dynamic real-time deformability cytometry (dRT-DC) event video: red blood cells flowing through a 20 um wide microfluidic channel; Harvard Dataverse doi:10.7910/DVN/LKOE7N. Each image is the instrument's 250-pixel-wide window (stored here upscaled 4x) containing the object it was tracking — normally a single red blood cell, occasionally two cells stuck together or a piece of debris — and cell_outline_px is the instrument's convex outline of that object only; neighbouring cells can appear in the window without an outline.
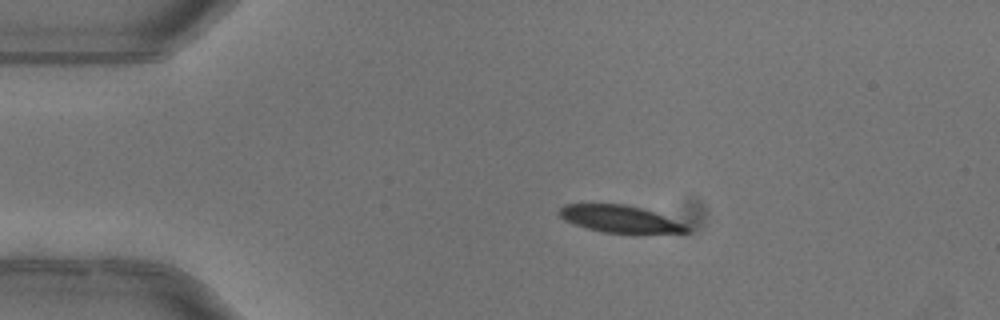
{"species": "common noctule bat (a hibernating species)", "species_latin": "Nyctalus noctula", "temperature_condition": "warm", "stored_images_in_passage": 6, "camera_frame_rate_fps": 3000, "um_per_image_px": 0.085, "animal": {"sex": "female"}, "frame": {"image": 1, "passage_image": 2, "time_ms": 0.333, "image_size_px": [1000, 320], "cell_outline_px": [[692, 228], [688, 232], [604, 232], [588, 228], [564, 220], [560, 216], [560, 208], [564, 204], [624, 204], [640, 208], [652, 212], [684, 224]], "centroid_in_image_um": [52.64, 18.59], "position_along_channel_um": 32.4, "area_um2": 19.31}}
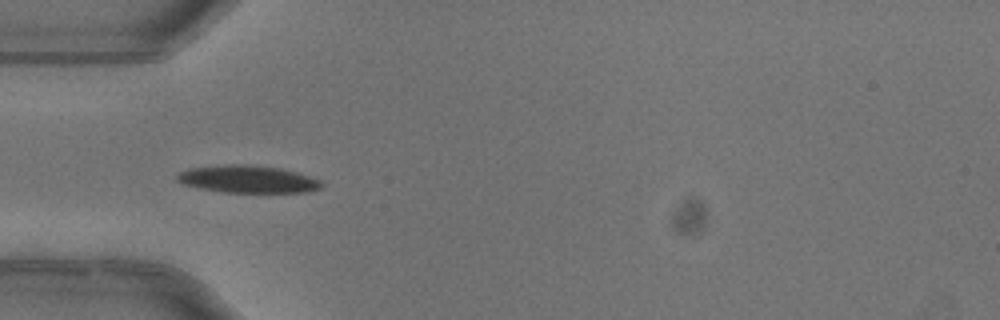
{"frame": {"image": 2, "passage_image": 3, "time_ms": 0.667, "image_size_px": [1000, 320], "cell_outline_px": [[324, 184], [320, 188], [308, 192], [224, 192], [200, 188], [184, 184], [176, 180], [176, 176], [180, 172], [188, 168], [224, 164], [252, 164], [280, 168], [296, 172], [320, 180]], "centroid_in_image_um": [21.05, 15.22], "position_along_channel_um": 63.9, "area_um2": 23.12}}